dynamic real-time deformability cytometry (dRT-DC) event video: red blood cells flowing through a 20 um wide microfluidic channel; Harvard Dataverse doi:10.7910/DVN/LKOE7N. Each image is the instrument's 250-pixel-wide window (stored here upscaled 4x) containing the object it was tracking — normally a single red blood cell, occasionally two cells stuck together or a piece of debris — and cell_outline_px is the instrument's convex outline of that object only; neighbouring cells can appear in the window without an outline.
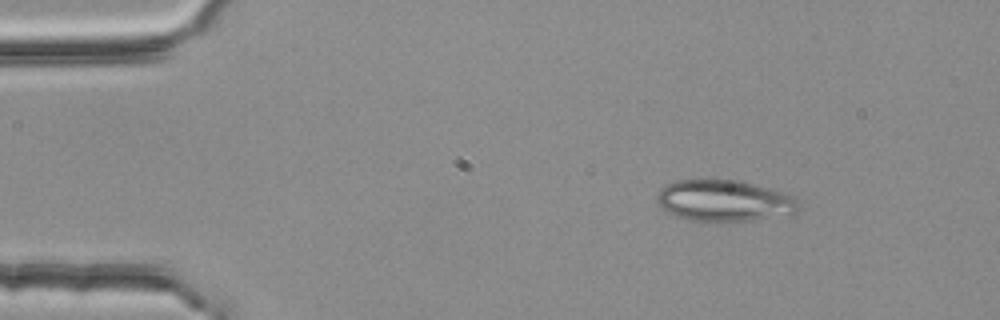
{"species": "common noctule bat (a hibernating species)", "species_latin": "Nyctalus noctula", "temperature_condition": "room temperature", "stored_images_in_passage": 4, "camera_frame_rate_fps": 3000, "um_per_image_px": 0.085, "animal": {"sex": "female", "body_mass_g": 25.1}, "frame": {"image": 1, "passage_image": 1, "time_ms": 0.0, "image_size_px": [1000, 320], "cell_outline_px": [[800, 208], [792, 216], [752, 220], [688, 220], [676, 216], [668, 212], [656, 200], [656, 196], [660, 188], [676, 180], [740, 180], [784, 192], [796, 196], [800, 200]], "centroid_in_image_um": [61.66, 17.06], "position_along_channel_um": 23.3, "area_um2": 34.39}}